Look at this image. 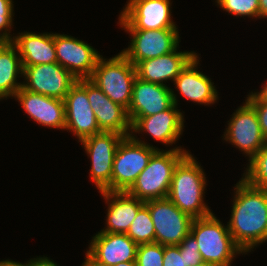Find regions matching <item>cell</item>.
<instances>
[{
	"label": "cell",
	"instance_id": "cell-6",
	"mask_svg": "<svg viewBox=\"0 0 267 266\" xmlns=\"http://www.w3.org/2000/svg\"><path fill=\"white\" fill-rule=\"evenodd\" d=\"M134 134L119 143L112 167L111 191H127L158 150Z\"/></svg>",
	"mask_w": 267,
	"mask_h": 266
},
{
	"label": "cell",
	"instance_id": "cell-1",
	"mask_svg": "<svg viewBox=\"0 0 267 266\" xmlns=\"http://www.w3.org/2000/svg\"><path fill=\"white\" fill-rule=\"evenodd\" d=\"M229 232L246 254L267 241V190L248 184L243 178L235 186Z\"/></svg>",
	"mask_w": 267,
	"mask_h": 266
},
{
	"label": "cell",
	"instance_id": "cell-36",
	"mask_svg": "<svg viewBox=\"0 0 267 266\" xmlns=\"http://www.w3.org/2000/svg\"><path fill=\"white\" fill-rule=\"evenodd\" d=\"M259 1V18H267V0Z\"/></svg>",
	"mask_w": 267,
	"mask_h": 266
},
{
	"label": "cell",
	"instance_id": "cell-21",
	"mask_svg": "<svg viewBox=\"0 0 267 266\" xmlns=\"http://www.w3.org/2000/svg\"><path fill=\"white\" fill-rule=\"evenodd\" d=\"M107 209L106 228L100 232L127 233L144 201L131 196L126 191H102Z\"/></svg>",
	"mask_w": 267,
	"mask_h": 266
},
{
	"label": "cell",
	"instance_id": "cell-7",
	"mask_svg": "<svg viewBox=\"0 0 267 266\" xmlns=\"http://www.w3.org/2000/svg\"><path fill=\"white\" fill-rule=\"evenodd\" d=\"M155 229V242L179 245L190 234L193 218L182 212L167 197L146 201Z\"/></svg>",
	"mask_w": 267,
	"mask_h": 266
},
{
	"label": "cell",
	"instance_id": "cell-40",
	"mask_svg": "<svg viewBox=\"0 0 267 266\" xmlns=\"http://www.w3.org/2000/svg\"><path fill=\"white\" fill-rule=\"evenodd\" d=\"M6 41L0 36V47L5 43Z\"/></svg>",
	"mask_w": 267,
	"mask_h": 266
},
{
	"label": "cell",
	"instance_id": "cell-9",
	"mask_svg": "<svg viewBox=\"0 0 267 266\" xmlns=\"http://www.w3.org/2000/svg\"><path fill=\"white\" fill-rule=\"evenodd\" d=\"M124 137L117 132L102 131L80 141L91 159L90 177L99 192L111 191L113 160Z\"/></svg>",
	"mask_w": 267,
	"mask_h": 266
},
{
	"label": "cell",
	"instance_id": "cell-27",
	"mask_svg": "<svg viewBox=\"0 0 267 266\" xmlns=\"http://www.w3.org/2000/svg\"><path fill=\"white\" fill-rule=\"evenodd\" d=\"M216 3L234 16L259 18L258 0H216Z\"/></svg>",
	"mask_w": 267,
	"mask_h": 266
},
{
	"label": "cell",
	"instance_id": "cell-26",
	"mask_svg": "<svg viewBox=\"0 0 267 266\" xmlns=\"http://www.w3.org/2000/svg\"><path fill=\"white\" fill-rule=\"evenodd\" d=\"M242 178L251 186L267 190V143L249 161Z\"/></svg>",
	"mask_w": 267,
	"mask_h": 266
},
{
	"label": "cell",
	"instance_id": "cell-30",
	"mask_svg": "<svg viewBox=\"0 0 267 266\" xmlns=\"http://www.w3.org/2000/svg\"><path fill=\"white\" fill-rule=\"evenodd\" d=\"M13 1L0 0V36L6 41L10 42L14 39L11 37L10 30L13 23Z\"/></svg>",
	"mask_w": 267,
	"mask_h": 266
},
{
	"label": "cell",
	"instance_id": "cell-4",
	"mask_svg": "<svg viewBox=\"0 0 267 266\" xmlns=\"http://www.w3.org/2000/svg\"><path fill=\"white\" fill-rule=\"evenodd\" d=\"M190 234L195 238L204 262L219 266H231L236 254H245L232 238L228 225L211 214L194 219Z\"/></svg>",
	"mask_w": 267,
	"mask_h": 266
},
{
	"label": "cell",
	"instance_id": "cell-35",
	"mask_svg": "<svg viewBox=\"0 0 267 266\" xmlns=\"http://www.w3.org/2000/svg\"><path fill=\"white\" fill-rule=\"evenodd\" d=\"M86 260L81 266H107L104 263L99 262L95 259L88 251L86 252Z\"/></svg>",
	"mask_w": 267,
	"mask_h": 266
},
{
	"label": "cell",
	"instance_id": "cell-8",
	"mask_svg": "<svg viewBox=\"0 0 267 266\" xmlns=\"http://www.w3.org/2000/svg\"><path fill=\"white\" fill-rule=\"evenodd\" d=\"M171 0H128L119 15L124 30L177 29L171 18Z\"/></svg>",
	"mask_w": 267,
	"mask_h": 266
},
{
	"label": "cell",
	"instance_id": "cell-17",
	"mask_svg": "<svg viewBox=\"0 0 267 266\" xmlns=\"http://www.w3.org/2000/svg\"><path fill=\"white\" fill-rule=\"evenodd\" d=\"M170 53L140 61L136 66V75L139 79L155 84L166 85L165 81H175L180 72L198 54L194 51L178 52L177 48Z\"/></svg>",
	"mask_w": 267,
	"mask_h": 266
},
{
	"label": "cell",
	"instance_id": "cell-38",
	"mask_svg": "<svg viewBox=\"0 0 267 266\" xmlns=\"http://www.w3.org/2000/svg\"><path fill=\"white\" fill-rule=\"evenodd\" d=\"M114 266H137L136 261L121 262Z\"/></svg>",
	"mask_w": 267,
	"mask_h": 266
},
{
	"label": "cell",
	"instance_id": "cell-5",
	"mask_svg": "<svg viewBox=\"0 0 267 266\" xmlns=\"http://www.w3.org/2000/svg\"><path fill=\"white\" fill-rule=\"evenodd\" d=\"M136 77L135 66L120 52L107 61L101 56L89 79L128 110Z\"/></svg>",
	"mask_w": 267,
	"mask_h": 266
},
{
	"label": "cell",
	"instance_id": "cell-31",
	"mask_svg": "<svg viewBox=\"0 0 267 266\" xmlns=\"http://www.w3.org/2000/svg\"><path fill=\"white\" fill-rule=\"evenodd\" d=\"M163 266H186L184 254H180L178 245L164 246Z\"/></svg>",
	"mask_w": 267,
	"mask_h": 266
},
{
	"label": "cell",
	"instance_id": "cell-29",
	"mask_svg": "<svg viewBox=\"0 0 267 266\" xmlns=\"http://www.w3.org/2000/svg\"><path fill=\"white\" fill-rule=\"evenodd\" d=\"M178 246L180 254H184L186 266H199L204 263L198 244L191 234L187 235Z\"/></svg>",
	"mask_w": 267,
	"mask_h": 266
},
{
	"label": "cell",
	"instance_id": "cell-32",
	"mask_svg": "<svg viewBox=\"0 0 267 266\" xmlns=\"http://www.w3.org/2000/svg\"><path fill=\"white\" fill-rule=\"evenodd\" d=\"M255 109L262 133L267 140V102L248 101Z\"/></svg>",
	"mask_w": 267,
	"mask_h": 266
},
{
	"label": "cell",
	"instance_id": "cell-25",
	"mask_svg": "<svg viewBox=\"0 0 267 266\" xmlns=\"http://www.w3.org/2000/svg\"><path fill=\"white\" fill-rule=\"evenodd\" d=\"M126 234L137 245L155 242V229L146 204L139 209Z\"/></svg>",
	"mask_w": 267,
	"mask_h": 266
},
{
	"label": "cell",
	"instance_id": "cell-10",
	"mask_svg": "<svg viewBox=\"0 0 267 266\" xmlns=\"http://www.w3.org/2000/svg\"><path fill=\"white\" fill-rule=\"evenodd\" d=\"M228 121L224 140L239 148L250 161L267 143L254 107L245 100Z\"/></svg>",
	"mask_w": 267,
	"mask_h": 266
},
{
	"label": "cell",
	"instance_id": "cell-3",
	"mask_svg": "<svg viewBox=\"0 0 267 266\" xmlns=\"http://www.w3.org/2000/svg\"><path fill=\"white\" fill-rule=\"evenodd\" d=\"M181 148L174 147L167 151L158 149L126 192L144 202L166 198L175 167L188 153Z\"/></svg>",
	"mask_w": 267,
	"mask_h": 266
},
{
	"label": "cell",
	"instance_id": "cell-19",
	"mask_svg": "<svg viewBox=\"0 0 267 266\" xmlns=\"http://www.w3.org/2000/svg\"><path fill=\"white\" fill-rule=\"evenodd\" d=\"M89 245L87 251L107 266L136 261L138 245L126 233L98 232Z\"/></svg>",
	"mask_w": 267,
	"mask_h": 266
},
{
	"label": "cell",
	"instance_id": "cell-15",
	"mask_svg": "<svg viewBox=\"0 0 267 266\" xmlns=\"http://www.w3.org/2000/svg\"><path fill=\"white\" fill-rule=\"evenodd\" d=\"M177 96L167 85L146 82L136 77L130 106L127 110L131 125L140 117H147L178 105Z\"/></svg>",
	"mask_w": 267,
	"mask_h": 266
},
{
	"label": "cell",
	"instance_id": "cell-37",
	"mask_svg": "<svg viewBox=\"0 0 267 266\" xmlns=\"http://www.w3.org/2000/svg\"><path fill=\"white\" fill-rule=\"evenodd\" d=\"M0 266H25V263L22 264L20 262H16L12 260H3V261H0Z\"/></svg>",
	"mask_w": 267,
	"mask_h": 266
},
{
	"label": "cell",
	"instance_id": "cell-23",
	"mask_svg": "<svg viewBox=\"0 0 267 266\" xmlns=\"http://www.w3.org/2000/svg\"><path fill=\"white\" fill-rule=\"evenodd\" d=\"M11 42L19 51L22 66L57 62L54 33L22 32Z\"/></svg>",
	"mask_w": 267,
	"mask_h": 266
},
{
	"label": "cell",
	"instance_id": "cell-13",
	"mask_svg": "<svg viewBox=\"0 0 267 266\" xmlns=\"http://www.w3.org/2000/svg\"><path fill=\"white\" fill-rule=\"evenodd\" d=\"M65 130L72 131L79 141L101 133L87 96V79H77L65 99Z\"/></svg>",
	"mask_w": 267,
	"mask_h": 266
},
{
	"label": "cell",
	"instance_id": "cell-11",
	"mask_svg": "<svg viewBox=\"0 0 267 266\" xmlns=\"http://www.w3.org/2000/svg\"><path fill=\"white\" fill-rule=\"evenodd\" d=\"M25 81L22 87L30 92L64 100L70 88L77 82L68 70L57 62L22 66Z\"/></svg>",
	"mask_w": 267,
	"mask_h": 266
},
{
	"label": "cell",
	"instance_id": "cell-16",
	"mask_svg": "<svg viewBox=\"0 0 267 266\" xmlns=\"http://www.w3.org/2000/svg\"><path fill=\"white\" fill-rule=\"evenodd\" d=\"M87 96L101 131L130 136L131 122L127 109L113 102L95 83L87 78ZM129 131V132H128Z\"/></svg>",
	"mask_w": 267,
	"mask_h": 266
},
{
	"label": "cell",
	"instance_id": "cell-33",
	"mask_svg": "<svg viewBox=\"0 0 267 266\" xmlns=\"http://www.w3.org/2000/svg\"><path fill=\"white\" fill-rule=\"evenodd\" d=\"M25 266H60L54 260H50L48 257H37L30 259L25 263Z\"/></svg>",
	"mask_w": 267,
	"mask_h": 266
},
{
	"label": "cell",
	"instance_id": "cell-18",
	"mask_svg": "<svg viewBox=\"0 0 267 266\" xmlns=\"http://www.w3.org/2000/svg\"><path fill=\"white\" fill-rule=\"evenodd\" d=\"M13 98L20 102L23 110L38 124L65 130L64 100L33 93L23 87L16 92Z\"/></svg>",
	"mask_w": 267,
	"mask_h": 266
},
{
	"label": "cell",
	"instance_id": "cell-22",
	"mask_svg": "<svg viewBox=\"0 0 267 266\" xmlns=\"http://www.w3.org/2000/svg\"><path fill=\"white\" fill-rule=\"evenodd\" d=\"M196 56L176 77L174 85L186 99L198 104L211 105L218 99V92L211 78L198 71Z\"/></svg>",
	"mask_w": 267,
	"mask_h": 266
},
{
	"label": "cell",
	"instance_id": "cell-39",
	"mask_svg": "<svg viewBox=\"0 0 267 266\" xmlns=\"http://www.w3.org/2000/svg\"><path fill=\"white\" fill-rule=\"evenodd\" d=\"M199 266H219V265H215V264H210L207 262L201 263Z\"/></svg>",
	"mask_w": 267,
	"mask_h": 266
},
{
	"label": "cell",
	"instance_id": "cell-20",
	"mask_svg": "<svg viewBox=\"0 0 267 266\" xmlns=\"http://www.w3.org/2000/svg\"><path fill=\"white\" fill-rule=\"evenodd\" d=\"M174 104L160 113L138 118L131 125V132H147L154 140L164 145H172L180 138L184 129L183 113Z\"/></svg>",
	"mask_w": 267,
	"mask_h": 266
},
{
	"label": "cell",
	"instance_id": "cell-34",
	"mask_svg": "<svg viewBox=\"0 0 267 266\" xmlns=\"http://www.w3.org/2000/svg\"><path fill=\"white\" fill-rule=\"evenodd\" d=\"M265 85V86H264ZM260 92L249 93L247 101H264L267 102V83H265Z\"/></svg>",
	"mask_w": 267,
	"mask_h": 266
},
{
	"label": "cell",
	"instance_id": "cell-28",
	"mask_svg": "<svg viewBox=\"0 0 267 266\" xmlns=\"http://www.w3.org/2000/svg\"><path fill=\"white\" fill-rule=\"evenodd\" d=\"M164 245L159 243L140 244L137 247V266H163Z\"/></svg>",
	"mask_w": 267,
	"mask_h": 266
},
{
	"label": "cell",
	"instance_id": "cell-14",
	"mask_svg": "<svg viewBox=\"0 0 267 266\" xmlns=\"http://www.w3.org/2000/svg\"><path fill=\"white\" fill-rule=\"evenodd\" d=\"M54 45L57 63L77 79L90 78L102 56L88 43L65 34L55 33Z\"/></svg>",
	"mask_w": 267,
	"mask_h": 266
},
{
	"label": "cell",
	"instance_id": "cell-12",
	"mask_svg": "<svg viewBox=\"0 0 267 266\" xmlns=\"http://www.w3.org/2000/svg\"><path fill=\"white\" fill-rule=\"evenodd\" d=\"M131 34V43L121 53L136 66L140 61L172 52L179 45L177 29L125 30Z\"/></svg>",
	"mask_w": 267,
	"mask_h": 266
},
{
	"label": "cell",
	"instance_id": "cell-24",
	"mask_svg": "<svg viewBox=\"0 0 267 266\" xmlns=\"http://www.w3.org/2000/svg\"><path fill=\"white\" fill-rule=\"evenodd\" d=\"M19 74L23 76L19 51L11 41L5 42L0 47V100L13 97L22 87V82L17 83Z\"/></svg>",
	"mask_w": 267,
	"mask_h": 266
},
{
	"label": "cell",
	"instance_id": "cell-2",
	"mask_svg": "<svg viewBox=\"0 0 267 266\" xmlns=\"http://www.w3.org/2000/svg\"><path fill=\"white\" fill-rule=\"evenodd\" d=\"M192 154L187 153L176 165L167 198L193 219L213 212L204 203L206 177Z\"/></svg>",
	"mask_w": 267,
	"mask_h": 266
}]
</instances>
